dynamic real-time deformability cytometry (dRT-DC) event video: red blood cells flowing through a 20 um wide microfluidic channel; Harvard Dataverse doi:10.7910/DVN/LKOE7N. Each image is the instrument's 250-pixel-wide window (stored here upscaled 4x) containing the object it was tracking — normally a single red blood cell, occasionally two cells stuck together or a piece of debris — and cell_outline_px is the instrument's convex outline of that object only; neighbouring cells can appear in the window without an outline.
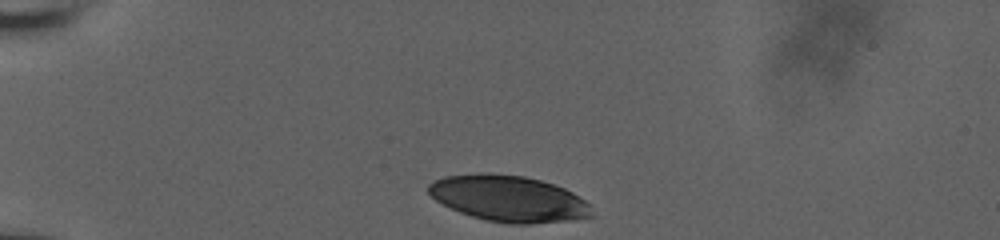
{"species": "human", "species_latin": "Homo sapiens", "temperature_condition": "room temperature", "stored_images_in_passage": 34, "camera_frame_rate_fps": 3000, "um_per_image_px": 0.085, "donor": {"sex": "male"}, "frame": {"image": 1, "passage_image": 1, "time_ms": 0.0, "image_size_px": [1000, 240], "cell_outline_px": [[592, 216], [572, 220], [528, 224], [508, 224], [484, 220], [460, 212], [436, 200], [428, 192], [428, 184], [444, 176], [476, 172], [488, 172], [524, 176], [540, 180], [564, 188], [572, 192], [584, 200], [588, 204]], "centroid_in_image_um": [43.2, 16.87], "position_along_channel_um": 41.8, "area_um2": 43.87}}
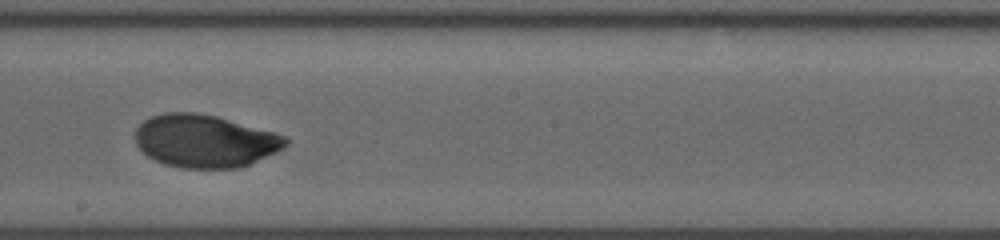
{"frame": {"image": 2, "passage_image": 20, "time_ms": 6.333, "image_size_px": [1000, 240], "cell_outline_px": [[288, 144], [276, 152], [240, 168], [180, 168], [164, 164], [148, 156], [136, 144], [136, 128], [144, 120], [152, 116], [164, 112], [196, 112], [216, 116], [276, 132], [284, 136], [288, 140]], "centroid_in_image_um": [17.42, 11.98], "position_along_channel_um": 230.8, "area_um2": 46.24}}
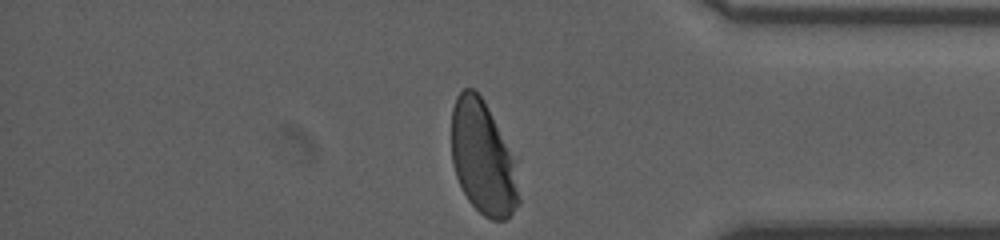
{"frame": {"image": 3, "passage_image": 34, "time_ms": 11.0, "image_size_px": [1000, 240], "cell_outline_px": [[520, 204], [504, 220], [492, 220], [484, 216], [468, 200], [456, 176], [452, 164], [452, 108], [456, 96], [464, 88], [472, 88], [484, 100], [520, 156]], "centroid_in_image_um": [41.16, 13.41], "position_along_channel_um": 394.0, "area_um2": 46.64}, "authors_computed_cell_mechanics": {"area_um2": 46.3556, "velocity_mm_per_s": 3.814, "shape_relaxation_time_tau1_ms": 3.5943, "shape_relaxation_time_tau2_ms": null, "deformation_change_tau1": 0.1642, "deformation_change_tau2": null}}